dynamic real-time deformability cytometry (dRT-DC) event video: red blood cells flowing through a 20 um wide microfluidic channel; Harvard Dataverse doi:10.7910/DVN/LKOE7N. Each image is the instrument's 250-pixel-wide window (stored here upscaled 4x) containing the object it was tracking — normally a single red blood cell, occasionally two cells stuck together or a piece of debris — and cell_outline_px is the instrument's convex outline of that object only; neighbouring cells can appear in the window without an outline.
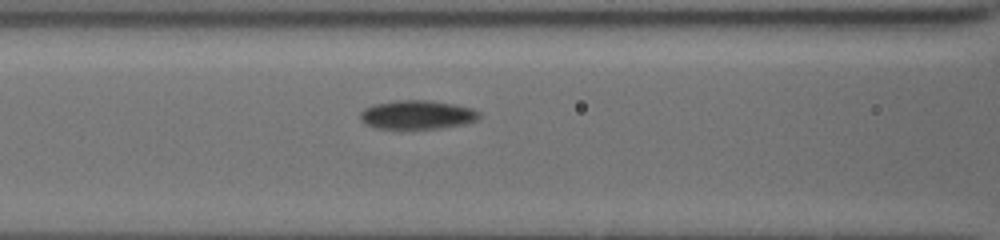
{"species": "common noctule bat (a hibernating species)", "species_latin": "Nyctalus noctula", "temperature_condition": "cold", "stored_images_in_passage": 4, "camera_frame_rate_fps": 3000, "um_per_image_px": 0.085, "animal": {"sex": "female", "body_mass_g": 19.5, "forearm_length_mm": 54.1}, "frame": {"image": 1, "passage_image": 3, "time_ms": 0.333, "image_size_px": [1000, 240], "cell_outline_px": [[480, 116], [476, 120], [468, 124], [436, 128], [376, 128], [364, 124], [360, 116], [360, 112], [364, 108], [376, 104], [396, 100], [428, 100], [452, 104], [472, 108], [480, 112]], "centroid_in_image_um": [35.47, 9.75], "position_along_channel_um": 131.1, "area_um2": 19.88}}